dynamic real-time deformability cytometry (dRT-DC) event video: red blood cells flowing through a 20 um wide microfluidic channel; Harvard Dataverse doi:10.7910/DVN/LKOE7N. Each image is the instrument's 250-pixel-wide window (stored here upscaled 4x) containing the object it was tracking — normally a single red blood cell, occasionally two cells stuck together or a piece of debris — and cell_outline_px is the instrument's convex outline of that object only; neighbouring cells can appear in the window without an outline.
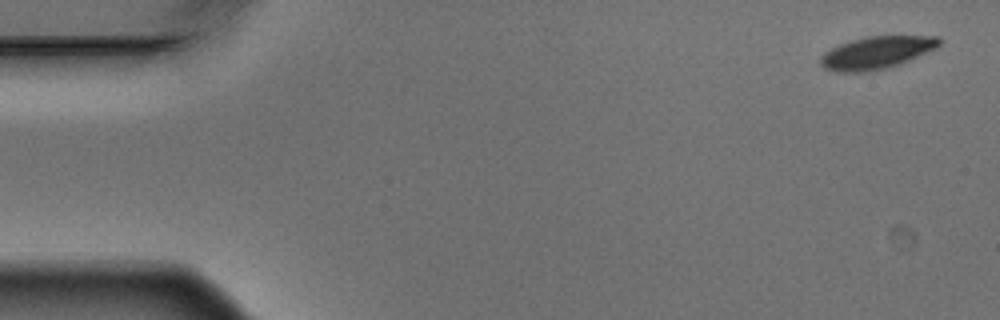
{"species": "Egyptian fruit bat (a non-hibernating species)", "species_latin": "Rousettus aegyptiacus", "temperature_condition": "warm", "stored_images_in_passage": 5, "camera_frame_rate_fps": 3000, "um_per_image_px": 0.085, "animal": {"sex": "male"}, "frame": {"image": 1, "passage_image": 1, "time_ms": 0.0, "image_size_px": [1000, 320], "cell_outline_px": [[940, 44], [936, 48], [900, 64], [884, 68], [864, 72], [836, 72], [824, 68], [820, 64], [820, 56], [824, 52], [840, 44], [852, 40], [868, 36], [940, 36]], "centroid_in_image_um": [74.49, 4.47], "position_along_channel_um": 10.5, "area_um2": 22.31}}
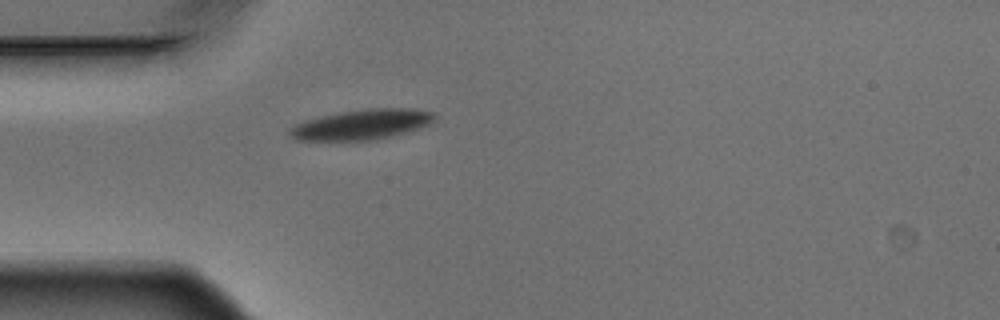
{"frame": {"image": 2, "passage_image": 5, "time_ms": 1.333, "image_size_px": [1000, 320], "cell_outline_px": [[436, 120], [432, 124], [420, 128], [392, 136], [376, 140], [296, 140], [288, 136], [288, 128], [304, 120], [340, 112], [368, 108], [412, 108], [436, 112]], "centroid_in_image_um": [30.79, 10.58], "position_along_channel_um": 54.2, "area_um2": 25.84}}